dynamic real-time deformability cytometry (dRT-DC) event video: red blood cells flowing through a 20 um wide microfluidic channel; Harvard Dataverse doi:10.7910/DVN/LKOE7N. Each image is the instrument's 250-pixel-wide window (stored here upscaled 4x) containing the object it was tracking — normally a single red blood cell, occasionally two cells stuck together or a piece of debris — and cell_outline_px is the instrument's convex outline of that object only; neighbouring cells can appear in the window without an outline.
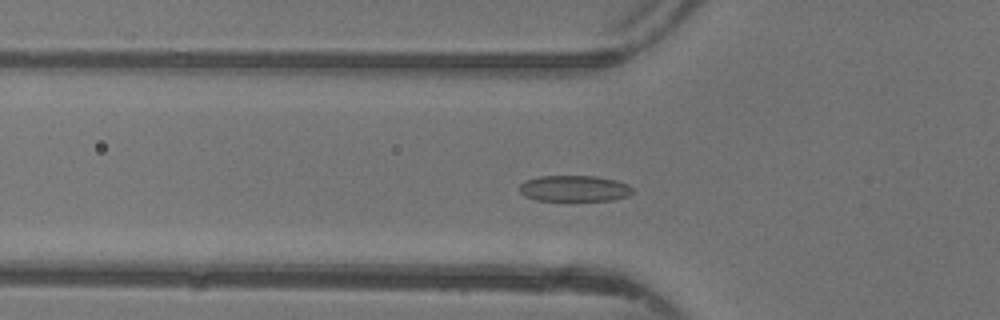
{"species": "common noctule bat (a hibernating species)", "species_latin": "Nyctalus noctula", "temperature_condition": "warm", "stored_images_in_passage": 35, "camera_frame_rate_fps": 3000, "um_per_image_px": 0.085, "animal": {"sex": "female"}, "frame": {"image": 1, "passage_image": 4, "time_ms": 1.0, "image_size_px": [1000, 320], "cell_outline_px": [[636, 188], [628, 196], [612, 200], [536, 200], [524, 196], [520, 192], [520, 184], [524, 180], [540, 176], [596, 176], [616, 180], [628, 184]], "centroid_in_image_um": [48.84, 16.01], "position_along_channel_um": 77.0, "area_um2": 17.28}}
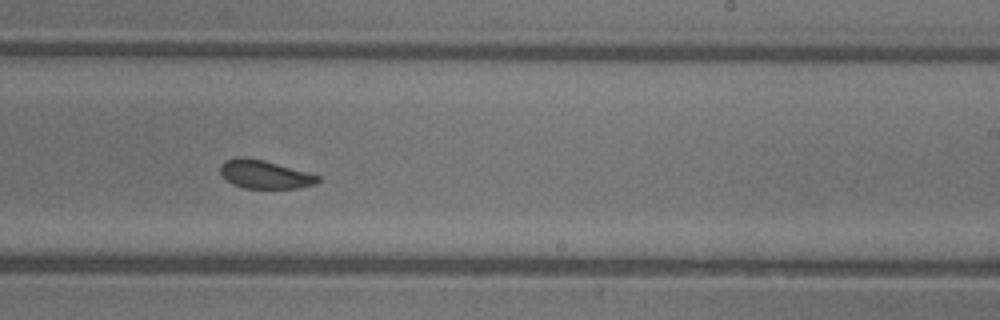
{"frame": {"image": 2, "passage_image": 17, "time_ms": 5.333, "image_size_px": [1000, 320], "cell_outline_px": [[320, 180], [316, 184], [296, 188], [244, 188], [232, 184], [220, 172], [220, 164], [224, 160], [236, 156], [244, 156], [264, 160], [320, 176]], "centroid_in_image_um": [22.46, 14.81], "position_along_channel_um": 266.5, "area_um2": 16.13}}
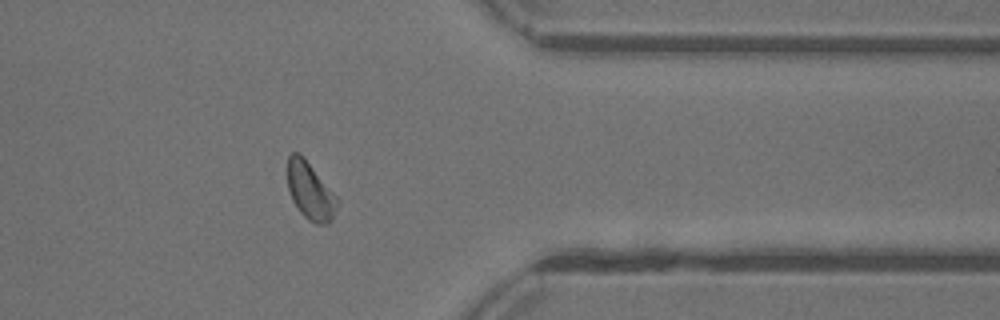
{"frame": {"image": 3, "passage_image": 26, "time_ms": 8.333, "image_size_px": [1000, 320], "cell_outline_px": [[340, 200], [332, 220], [328, 224], [316, 224], [308, 220], [300, 212], [292, 200], [288, 188], [288, 156], [292, 152], [300, 152], [304, 156]], "centroid_in_image_um": [26.38, 16.23], "position_along_channel_um": 385.0, "area_um2": 16.82}, "authors_computed_cell_mechanics": {"area_um2": 16.8776, "velocity_mm_per_s": 4.364, "shape_relaxation_time_tau1_ms": 3.131, "shape_relaxation_time_tau2_ms": 1.8567, "deformation_change_tau1": 0.0992, "deformation_change_tau2": 0.0682}}